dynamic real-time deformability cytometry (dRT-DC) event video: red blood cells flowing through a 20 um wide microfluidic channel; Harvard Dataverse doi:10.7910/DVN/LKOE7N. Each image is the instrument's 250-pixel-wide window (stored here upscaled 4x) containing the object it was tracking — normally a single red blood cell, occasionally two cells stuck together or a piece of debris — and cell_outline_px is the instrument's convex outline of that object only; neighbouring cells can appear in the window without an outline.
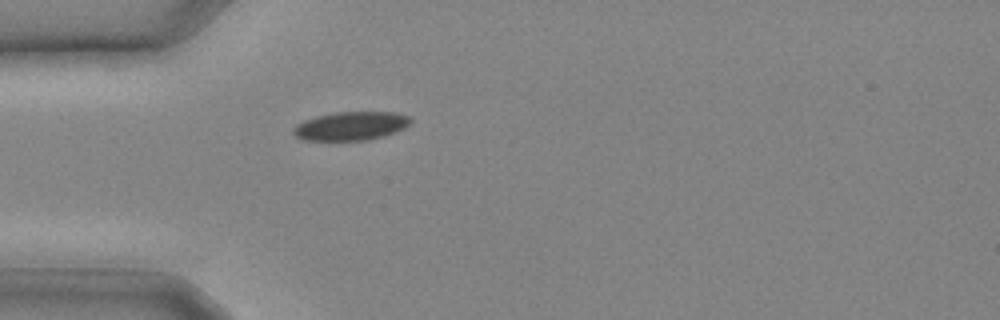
{"species": "common noctule bat (a hibernating species)", "species_latin": "Nyctalus noctula", "temperature_condition": "cold", "stored_images_in_passage": 10, "camera_frame_rate_fps": 3000, "um_per_image_px": 0.085, "animal": {"sex": "male", "body_mass_g": 20.4}, "frame": {"image": 1, "passage_image": 1, "time_ms": 0.0, "image_size_px": [1000, 320], "cell_outline_px": [[412, 120], [404, 128], [396, 132], [384, 136], [368, 140], [304, 140], [296, 136], [292, 132], [292, 128], [296, 124], [304, 120], [316, 116], [336, 112], [396, 112], [408, 116]], "centroid_in_image_um": [29.81, 10.71], "position_along_channel_um": 55.2, "area_um2": 19.59}}
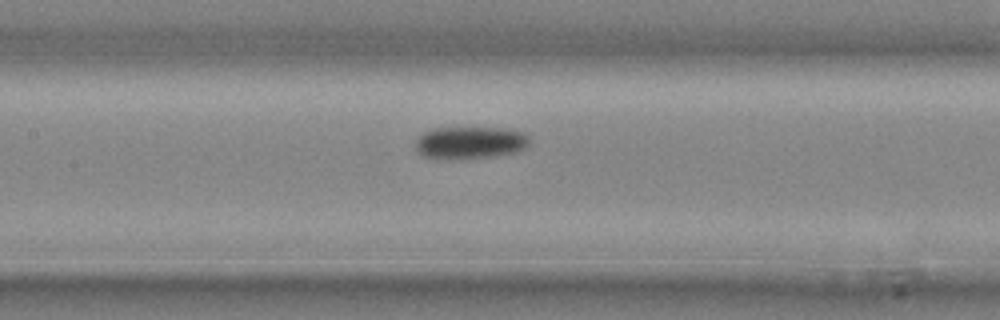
{"frame": {"image": 2, "passage_image": 6, "time_ms": 1.667, "image_size_px": [1000, 320], "cell_outline_px": [[528, 144], [524, 148], [516, 152], [492, 156], [460, 160], [444, 160], [420, 156], [416, 148], [416, 140], [424, 132], [432, 128], [496, 128], [524, 132], [528, 136]], "centroid_in_image_um": [39.89, 12.15], "position_along_channel_um": 167.5, "area_um2": 21.68}}
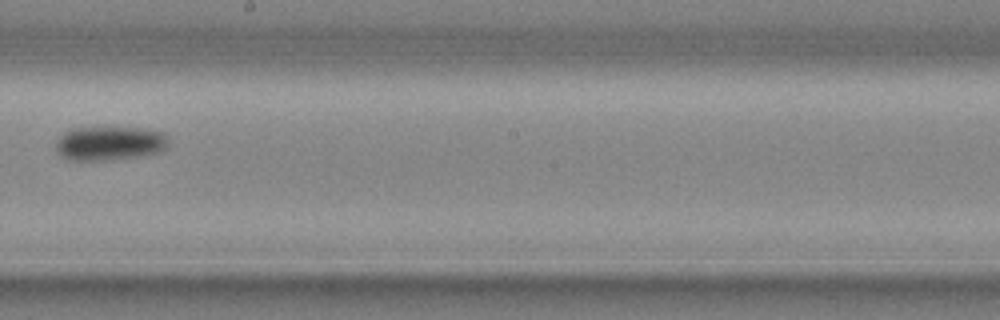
{"frame": {"image": 3, "passage_image": 9, "time_ms": 2.667, "image_size_px": [1000, 320], "cell_outline_px": [[168, 148], [160, 152], [140, 156], [112, 160], [68, 160], [60, 156], [56, 148], [56, 144], [60, 136], [64, 132], [72, 128], [140, 128], [164, 132], [168, 140]], "centroid_in_image_um": [9.34, 12.19], "position_along_channel_um": 238.9, "area_um2": 22.48}}